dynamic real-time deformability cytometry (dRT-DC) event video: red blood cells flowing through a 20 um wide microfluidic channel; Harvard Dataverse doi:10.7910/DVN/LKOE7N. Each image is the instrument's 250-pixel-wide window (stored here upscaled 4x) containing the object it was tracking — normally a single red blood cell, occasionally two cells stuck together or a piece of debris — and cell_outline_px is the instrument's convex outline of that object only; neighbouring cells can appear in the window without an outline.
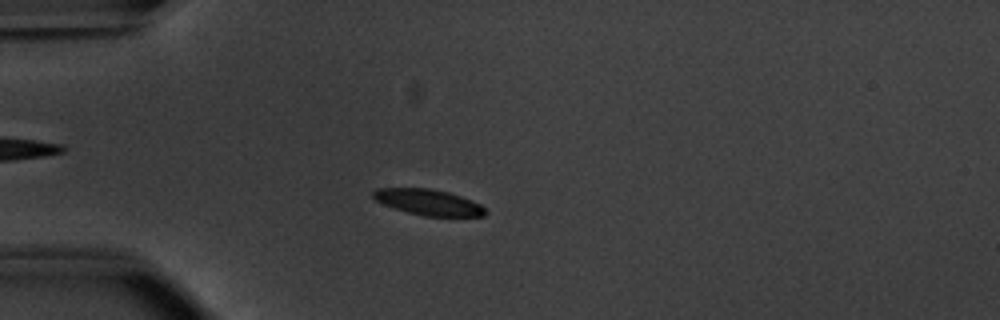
{"species": "common noctule bat (a hibernating species)", "species_latin": "Nyctalus noctula", "temperature_condition": "warm", "stored_images_in_passage": 52, "camera_frame_rate_fps": 3000, "um_per_image_px": 0.085, "animal": {"sex": "male", "body_mass_g": 20.1, "forearm_length_mm": 53.5}, "frame": {"image": 1, "passage_image": 13, "time_ms": 4.0, "image_size_px": [1000, 320], "cell_outline_px": [[488, 212], [484, 216], [424, 216], [408, 212], [384, 204], [376, 200], [372, 196], [372, 192], [376, 188], [428, 188], [448, 192], [472, 200], [480, 204]], "centroid_in_image_um": [36.43, 17.18], "position_along_channel_um": 48.6, "area_um2": 16.76}}
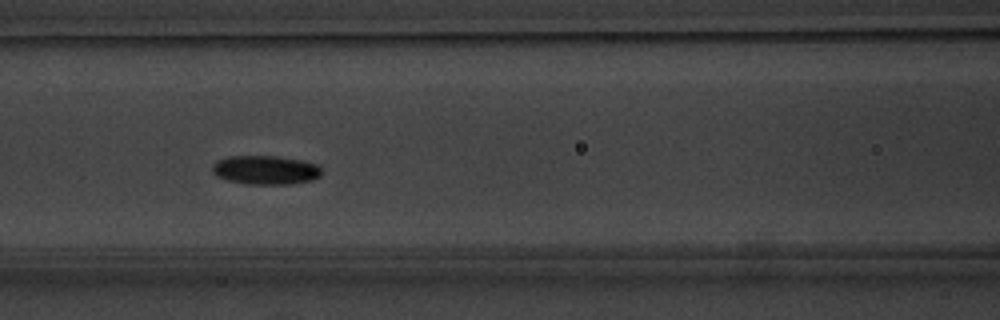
{"frame": {"image": 2, "passage_image": 22, "time_ms": 7.0, "image_size_px": [1000, 320], "cell_outline_px": [[320, 176], [312, 180], [292, 184], [244, 184], [228, 180], [216, 176], [212, 172], [212, 164], [216, 160], [228, 156], [276, 156], [300, 160], [316, 164], [320, 168]], "centroid_in_image_um": [22.52, 14.45], "position_along_channel_um": 144.1, "area_um2": 18.5}}
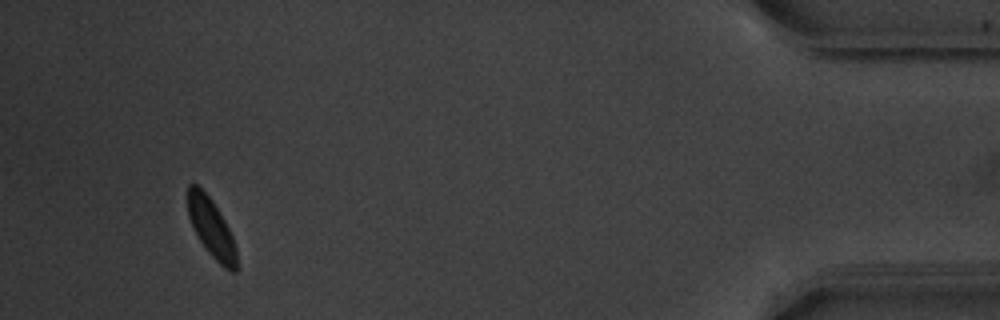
{"frame": {"image": 3, "passage_image": 49, "time_ms": 16.0, "image_size_px": [1000, 320], "cell_outline_px": [[236, 272], [232, 272], [224, 268], [208, 252], [200, 240], [188, 216], [188, 184], [196, 184], [212, 200], [224, 220], [232, 236], [236, 248]], "centroid_in_image_um": [17.97, 19.38], "position_along_channel_um": 417.2, "area_um2": 16.3}, "authors_computed_cell_mechanics": {"area_um2": 17.3978, "velocity_mm_per_s": 3.7521, "shape_relaxation_time_tau1_ms": 1.6106, "shape_relaxation_time_tau2_ms": null, "deformation_change_tau1": 0.093, "deformation_change_tau2": null}}